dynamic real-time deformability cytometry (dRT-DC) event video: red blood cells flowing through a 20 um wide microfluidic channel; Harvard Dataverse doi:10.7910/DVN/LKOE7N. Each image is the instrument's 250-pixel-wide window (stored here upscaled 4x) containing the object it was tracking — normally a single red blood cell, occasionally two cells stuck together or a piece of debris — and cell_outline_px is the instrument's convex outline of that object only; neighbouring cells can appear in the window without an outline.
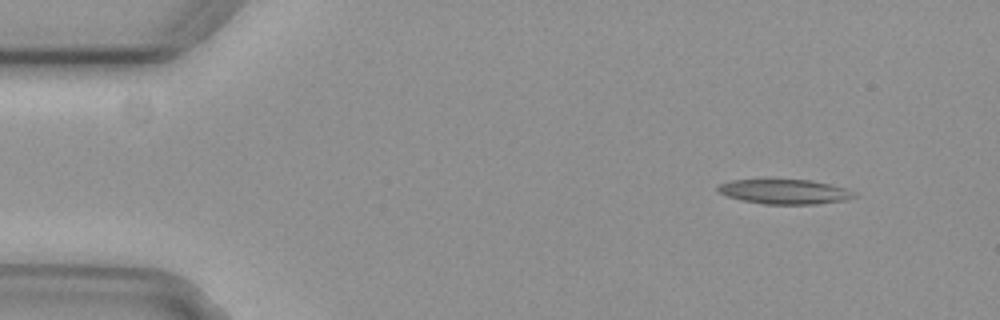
{"species": "common noctule bat (a hibernating species)", "species_latin": "Nyctalus noctula", "temperature_condition": "cold", "stored_images_in_passage": 5, "segment_of_instrument_passage": [2, 2], "camera_frame_rate_fps": 3000, "um_per_image_px": 0.085, "animal": {"sex": "female", "body_mass_g": 29.2, "forearm_length_mm": 56.3}, "frame": {"image": 1, "passage_image": 5, "time_ms": 1.333, "image_size_px": [1000, 320], "cell_outline_px": [[860, 196], [844, 200], [816, 204], [764, 204], [740, 200], [728, 196], [720, 192], [716, 188], [720, 184], [732, 180], [812, 180], [844, 188]], "centroid_in_image_um": [66.7, 16.3], "position_along_channel_um": 18.3, "area_um2": 19.36}}